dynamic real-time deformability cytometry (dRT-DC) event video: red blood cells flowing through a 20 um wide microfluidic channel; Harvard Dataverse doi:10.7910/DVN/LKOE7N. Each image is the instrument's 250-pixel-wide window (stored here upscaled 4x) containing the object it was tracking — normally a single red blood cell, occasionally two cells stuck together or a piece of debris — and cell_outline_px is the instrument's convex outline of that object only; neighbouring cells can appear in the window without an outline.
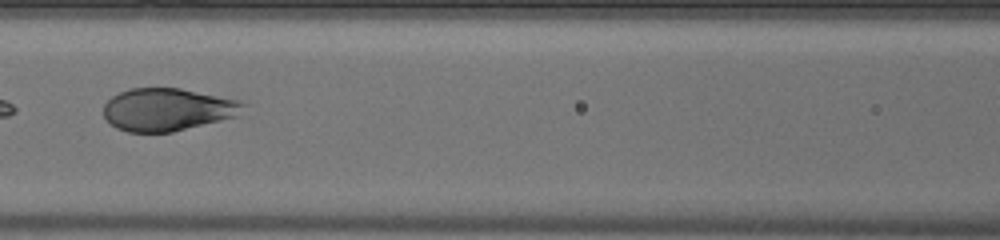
{"species": "human", "species_latin": "Homo sapiens", "temperature_condition": "warm", "stored_images_in_passage": 49, "camera_frame_rate_fps": 3000, "um_per_image_px": 0.085, "donor": {"sex": "male"}, "frame": {"image": 1, "passage_image": 23, "time_ms": 7.333, "image_size_px": [1000, 240], "cell_outline_px": [[248, 104], [236, 116], [172, 132], [128, 132], [116, 128], [104, 116], [104, 104], [112, 96], [128, 88], [180, 88], [244, 100]], "centroid_in_image_um": [14.26, 9.29], "position_along_channel_um": 152.3, "area_um2": 34.8}}
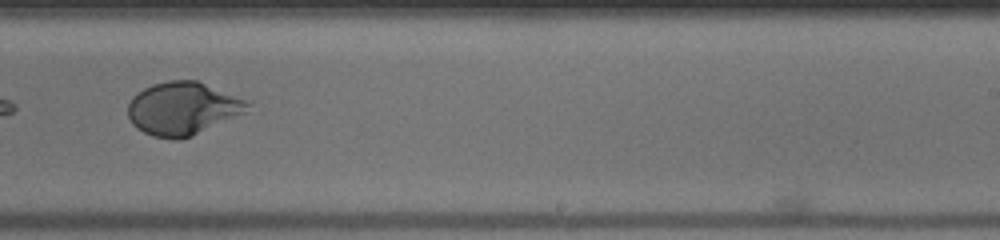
{"frame": {"image": 2, "passage_image": 32, "time_ms": 10.333, "image_size_px": [1000, 240], "cell_outline_px": [[252, 104], [244, 112], [192, 136], [180, 140], [172, 140], [152, 136], [136, 128], [132, 124], [128, 116], [128, 104], [132, 96], [144, 88], [152, 84], [168, 80], [196, 80], [252, 100]], "centroid_in_image_um": [15.54, 9.21], "position_along_channel_um": 273.5, "area_um2": 37.28}}
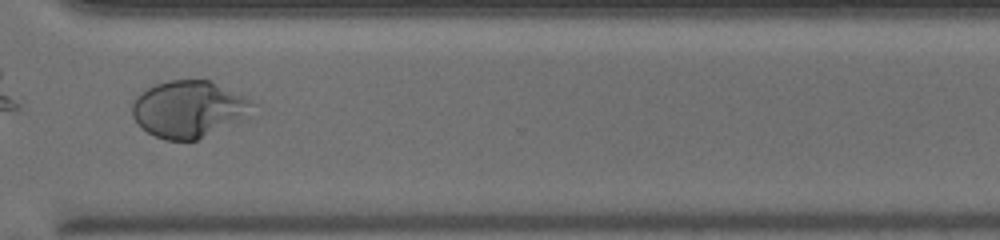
{"frame": {"image": 3, "passage_image": 38, "time_ms": 12.333, "image_size_px": [1000, 240], "cell_outline_px": [[252, 104], [240, 120], [196, 140], [164, 140], [140, 128], [132, 116], [132, 104], [136, 96], [148, 88], [156, 84], [168, 80], [208, 80], [244, 96], [252, 100]], "centroid_in_image_um": [15.95, 9.27], "position_along_channel_um": 354.6, "area_um2": 39.07}, "authors_computed_cell_mechanics": {"area_um2": 39.882, "velocity_mm_per_s": 4.0543, "shape_relaxation_time_tau1_ms": 4.2543, "shape_relaxation_time_tau2_ms": null, "deformation_change_tau1": 0.2322, "deformation_change_tau2": null}}